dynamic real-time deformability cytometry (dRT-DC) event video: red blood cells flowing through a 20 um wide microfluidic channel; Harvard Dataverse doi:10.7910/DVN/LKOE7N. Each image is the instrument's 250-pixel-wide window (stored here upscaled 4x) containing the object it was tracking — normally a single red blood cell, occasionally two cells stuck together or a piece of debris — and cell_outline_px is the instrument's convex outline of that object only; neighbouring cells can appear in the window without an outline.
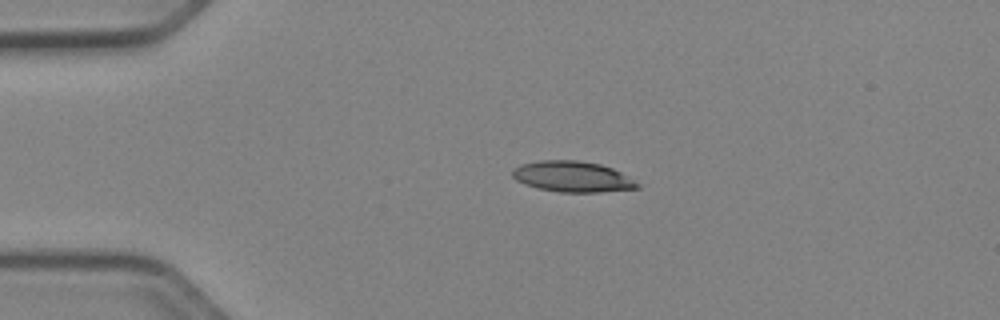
{"species": "Egyptian fruit bat (a non-hibernating species)", "species_latin": "Rousettus aegyptiacus", "temperature_condition": "cold", "stored_images_in_passage": 39, "camera_frame_rate_fps": 3000, "um_per_image_px": 0.085, "animal": {"sex": "female"}, "frame": {"image": 1, "passage_image": 1, "time_ms": 0.0, "image_size_px": [1000, 320], "cell_outline_px": [[640, 188], [600, 192], [560, 192], [536, 188], [524, 184], [516, 180], [512, 176], [512, 168], [520, 164], [540, 160], [576, 160], [600, 164], [612, 168], [620, 172], [640, 184]], "centroid_in_image_um": [48.62, 15.01], "position_along_channel_um": 36.4, "area_um2": 22.48}}
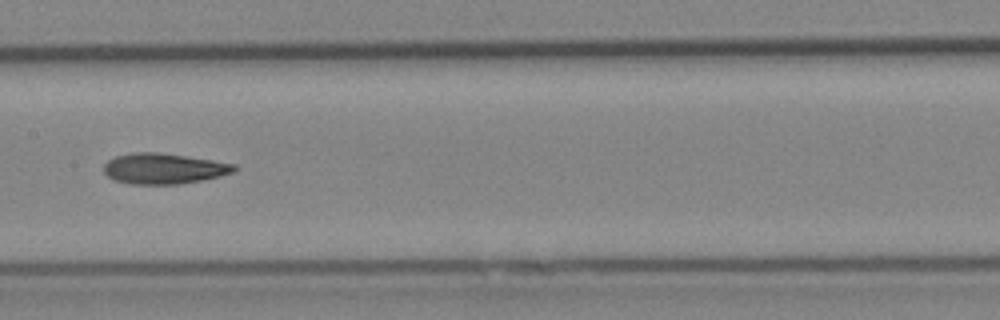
{"frame": {"image": 2, "passage_image": 16, "time_ms": 5.0, "image_size_px": [1000, 320], "cell_outline_px": [[236, 168], [232, 172], [220, 176], [180, 184], [132, 184], [112, 180], [104, 172], [104, 164], [108, 160], [116, 156], [132, 152], [160, 152], [212, 160], [236, 164]], "centroid_in_image_um": [13.88, 14.32], "position_along_channel_um": 193.5, "area_um2": 23.24}}
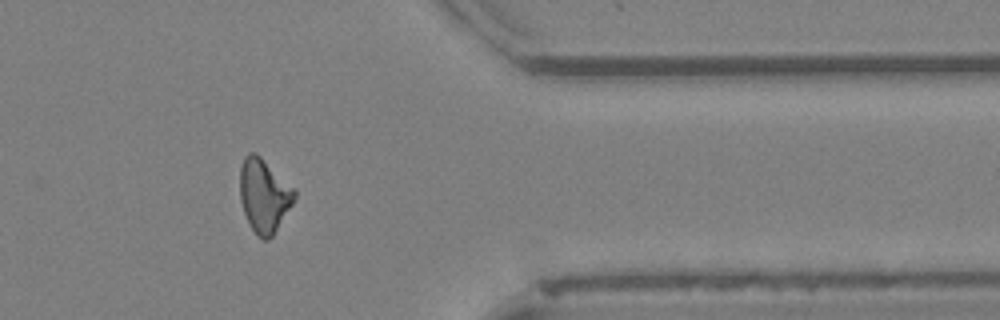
{"frame": {"image": 3, "passage_image": 32, "time_ms": 10.333, "image_size_px": [1000, 320], "cell_outline_px": [[296, 196], [292, 204], [272, 236], [268, 240], [264, 240], [252, 228], [244, 212], [240, 200], [240, 168], [244, 156], [248, 152], [256, 152], [296, 192]], "centroid_in_image_um": [22.41, 16.6], "position_along_channel_um": 389.0, "area_um2": 22.72}, "authors_computed_cell_mechanics": {"area_um2": 22.8888, "velocity_mm_per_s": 3.9521, "shape_relaxation_time_tau1_ms": null, "shape_relaxation_time_tau2_ms": 7.4821, "deformation_change_tau1": null, "deformation_change_tau2": 0.1869}}